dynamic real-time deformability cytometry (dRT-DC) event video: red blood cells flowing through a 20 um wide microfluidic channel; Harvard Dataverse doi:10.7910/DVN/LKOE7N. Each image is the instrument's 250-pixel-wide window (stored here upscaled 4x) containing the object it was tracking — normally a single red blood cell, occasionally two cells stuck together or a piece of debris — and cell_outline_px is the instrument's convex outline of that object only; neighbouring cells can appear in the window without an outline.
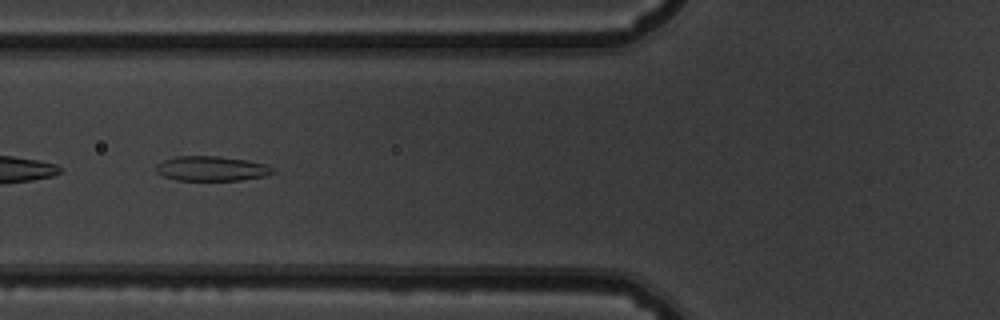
{"species": "common noctule bat (a hibernating species)", "species_latin": "Nyctalus noctula", "temperature_condition": "warm", "stored_images_in_passage": 44, "camera_frame_rate_fps": 3000, "um_per_image_px": 0.085, "animal": {"sex": "male", "body_mass_g": 19.5, "forearm_length_mm": 54.6}, "frame": {"image": 1, "passage_image": 18, "time_ms": 5.667, "image_size_px": [1000, 320], "cell_outline_px": [[276, 172], [264, 176], [240, 180], [176, 180], [164, 176], [156, 172], [156, 164], [164, 160], [176, 156], [216, 156], [244, 160], [264, 164], [276, 168]], "centroid_in_image_um": [17.98, 14.33], "position_along_channel_um": 107.8, "area_um2": 16.76}}
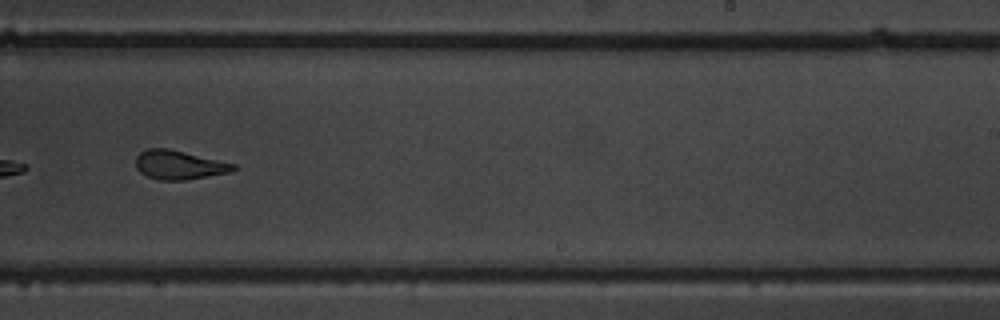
{"frame": {"image": 2, "passage_image": 31, "time_ms": 10.0, "image_size_px": [1000, 320], "cell_outline_px": [[236, 168], [232, 172], [184, 180], [160, 180], [148, 176], [140, 172], [136, 168], [136, 156], [140, 152], [148, 148], [168, 148], [236, 164]], "centroid_in_image_um": [15.21, 14.01], "position_along_channel_um": 273.8, "area_um2": 16.42}}
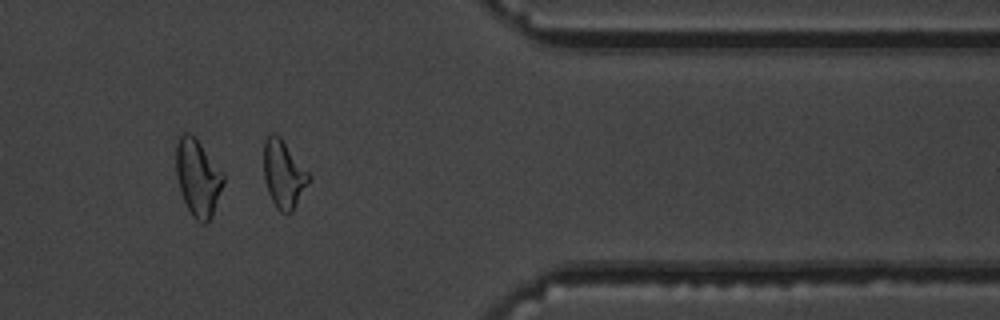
{"frame": {"image": 3, "passage_image": 41, "time_ms": 13.333, "image_size_px": [1000, 320], "cell_outline_px": [[312, 180], [292, 212], [280, 212], [276, 208], [268, 192], [264, 180], [264, 140], [272, 132], [276, 132], [280, 136], [312, 176]], "centroid_in_image_um": [24.13, 14.8], "position_along_channel_um": 387.3, "area_um2": 18.09}, "authors_computed_cell_mechanics": {"area_um2": 17.051, "velocity_mm_per_s": 3.8393, "shape_relaxation_time_tau1_ms": null, "shape_relaxation_time_tau2_ms": 2.1383, "deformation_change_tau1": null, "deformation_change_tau2": 0.0983}}